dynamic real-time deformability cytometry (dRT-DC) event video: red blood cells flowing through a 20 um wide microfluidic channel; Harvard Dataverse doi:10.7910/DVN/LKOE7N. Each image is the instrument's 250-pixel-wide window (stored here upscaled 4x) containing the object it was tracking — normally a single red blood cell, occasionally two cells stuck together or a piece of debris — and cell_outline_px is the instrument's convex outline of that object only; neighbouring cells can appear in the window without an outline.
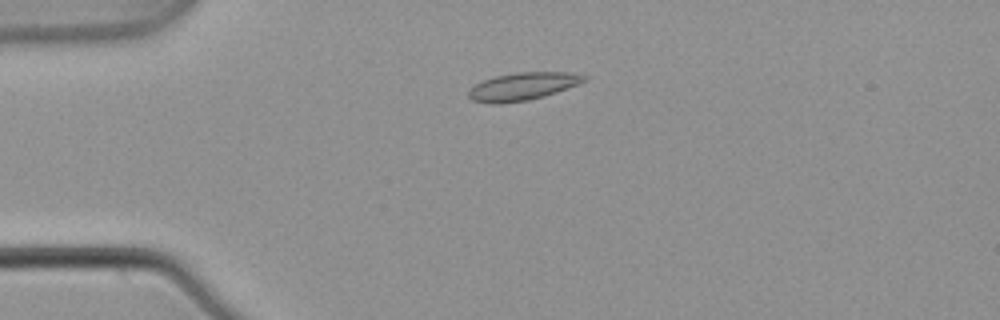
{"species": "common noctule bat (a hibernating species)", "species_latin": "Nyctalus noctula", "temperature_condition": "warm", "stored_images_in_passage": 3, "camera_frame_rate_fps": 3000, "um_per_image_px": 0.085, "animal": {"sex": "male", "body_mass_g": 21.5, "forearm_length_mm": 52.0}, "frame": {"image": 1, "passage_image": 3, "time_ms": 0.667, "image_size_px": [1000, 320], "cell_outline_px": [[588, 80], [556, 92], [544, 96], [528, 100], [500, 104], [492, 104], [472, 100], [468, 96], [468, 88], [484, 80], [496, 76], [516, 72], [572, 72], [588, 76]], "centroid_in_image_um": [44.43, 7.34], "position_along_channel_um": 40.6, "area_um2": 18.73}}